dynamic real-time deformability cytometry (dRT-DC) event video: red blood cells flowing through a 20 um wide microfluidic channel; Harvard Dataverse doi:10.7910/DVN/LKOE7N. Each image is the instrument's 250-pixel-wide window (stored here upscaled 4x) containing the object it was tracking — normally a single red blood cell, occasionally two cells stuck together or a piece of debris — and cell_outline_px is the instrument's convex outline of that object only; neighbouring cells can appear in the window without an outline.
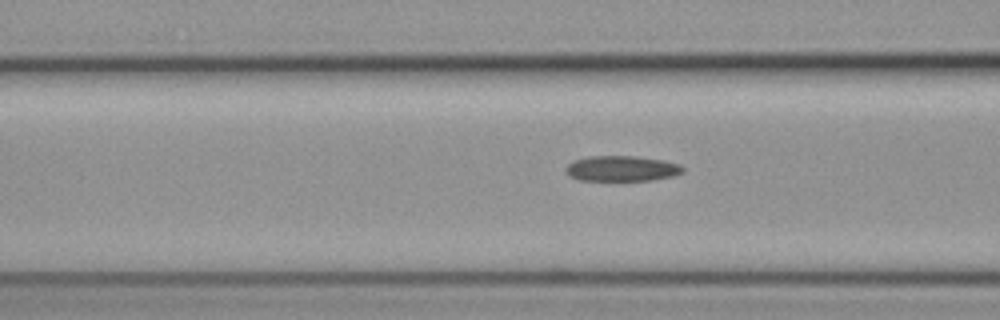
{"species": "common noctule bat (a hibernating species)", "species_latin": "Nyctalus noctula", "temperature_condition": "cold", "stored_images_in_passage": 31, "camera_frame_rate_fps": 3000, "um_per_image_px": 0.085, "animal": {"sex": "female", "body_mass_g": 19.3, "forearm_length_mm": 54.1}, "frame": {"image": 1, "passage_image": 10, "time_ms": 3.0, "image_size_px": [1000, 320], "cell_outline_px": [[684, 172], [676, 176], [652, 180], [580, 180], [568, 176], [564, 172], [564, 168], [572, 160], [588, 156], [636, 156], [664, 160], [680, 164], [684, 168]], "centroid_in_image_um": [52.84, 14.32], "position_along_channel_um": 113.8, "area_um2": 17.69}}
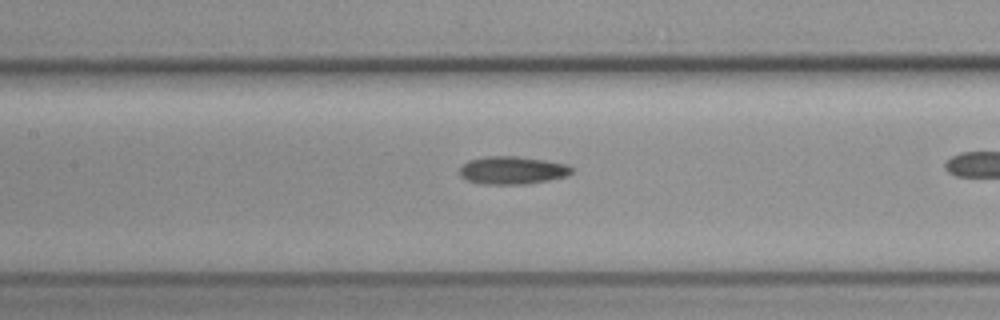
{"frame": {"image": 2, "passage_image": 14, "time_ms": 4.333, "image_size_px": [1000, 320], "cell_outline_px": [[572, 172], [568, 176], [528, 184], [480, 184], [468, 180], [460, 176], [460, 168], [468, 160], [488, 156], [516, 156], [544, 160], [568, 164], [572, 168]], "centroid_in_image_um": [43.56, 14.48], "position_along_channel_um": 163.8, "area_um2": 18.21}}
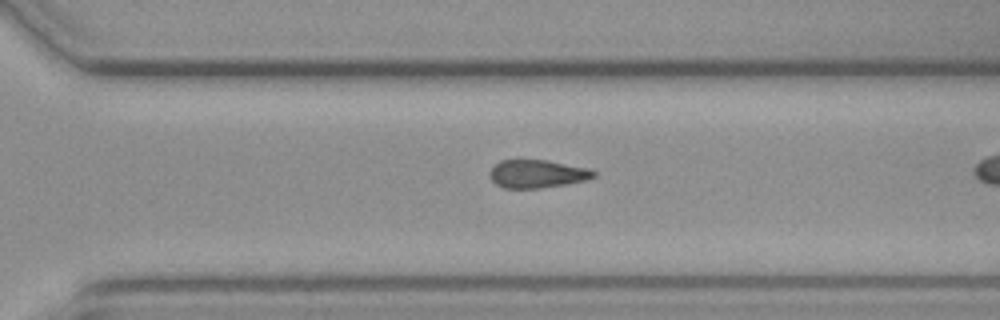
{"frame": {"image": 3, "passage_image": 27, "time_ms": 8.667, "image_size_px": [1000, 320], "cell_outline_px": [[596, 176], [584, 180], [564, 184], [540, 188], [504, 188], [496, 184], [492, 180], [488, 172], [500, 160], [548, 160], [588, 168], [596, 172]], "centroid_in_image_um": [45.64, 14.77], "position_along_channel_um": 325.0, "area_um2": 16.88}}